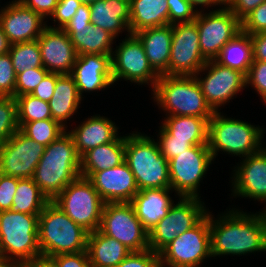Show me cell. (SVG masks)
Returning <instances> with one entry per match:
<instances>
[{"label":"cell","instance_id":"obj_1","mask_svg":"<svg viewBox=\"0 0 266 267\" xmlns=\"http://www.w3.org/2000/svg\"><path fill=\"white\" fill-rule=\"evenodd\" d=\"M209 212L212 257L266 251V211L246 213L232 208L216 218Z\"/></svg>","mask_w":266,"mask_h":267},{"label":"cell","instance_id":"obj_2","mask_svg":"<svg viewBox=\"0 0 266 267\" xmlns=\"http://www.w3.org/2000/svg\"><path fill=\"white\" fill-rule=\"evenodd\" d=\"M81 157L72 136L66 131L44 149L33 180L53 201L71 182L80 177Z\"/></svg>","mask_w":266,"mask_h":267},{"label":"cell","instance_id":"obj_3","mask_svg":"<svg viewBox=\"0 0 266 267\" xmlns=\"http://www.w3.org/2000/svg\"><path fill=\"white\" fill-rule=\"evenodd\" d=\"M89 232L76 224L53 201L38 220V243L42 257L86 251Z\"/></svg>","mask_w":266,"mask_h":267},{"label":"cell","instance_id":"obj_4","mask_svg":"<svg viewBox=\"0 0 266 267\" xmlns=\"http://www.w3.org/2000/svg\"><path fill=\"white\" fill-rule=\"evenodd\" d=\"M140 132L125 136V162L134 175L139 190L170 188L168 160L158 142Z\"/></svg>","mask_w":266,"mask_h":267},{"label":"cell","instance_id":"obj_5","mask_svg":"<svg viewBox=\"0 0 266 267\" xmlns=\"http://www.w3.org/2000/svg\"><path fill=\"white\" fill-rule=\"evenodd\" d=\"M265 128L214 112L208 122V147L214 160L218 152L240 158L260 151Z\"/></svg>","mask_w":266,"mask_h":267},{"label":"cell","instance_id":"obj_6","mask_svg":"<svg viewBox=\"0 0 266 267\" xmlns=\"http://www.w3.org/2000/svg\"><path fill=\"white\" fill-rule=\"evenodd\" d=\"M152 92L165 116L211 118L214 114L194 76L162 75Z\"/></svg>","mask_w":266,"mask_h":267},{"label":"cell","instance_id":"obj_7","mask_svg":"<svg viewBox=\"0 0 266 267\" xmlns=\"http://www.w3.org/2000/svg\"><path fill=\"white\" fill-rule=\"evenodd\" d=\"M38 220L39 214L0 211L1 255L22 265L41 257Z\"/></svg>","mask_w":266,"mask_h":267},{"label":"cell","instance_id":"obj_8","mask_svg":"<svg viewBox=\"0 0 266 267\" xmlns=\"http://www.w3.org/2000/svg\"><path fill=\"white\" fill-rule=\"evenodd\" d=\"M53 202L89 233L99 229L105 202L87 178L68 184Z\"/></svg>","mask_w":266,"mask_h":267},{"label":"cell","instance_id":"obj_9","mask_svg":"<svg viewBox=\"0 0 266 267\" xmlns=\"http://www.w3.org/2000/svg\"><path fill=\"white\" fill-rule=\"evenodd\" d=\"M198 197H179L164 216L148 233L149 248L159 254L175 237L196 226L208 213Z\"/></svg>","mask_w":266,"mask_h":267},{"label":"cell","instance_id":"obj_10","mask_svg":"<svg viewBox=\"0 0 266 267\" xmlns=\"http://www.w3.org/2000/svg\"><path fill=\"white\" fill-rule=\"evenodd\" d=\"M210 257L209 211L196 226L179 234L159 253L163 267H200Z\"/></svg>","mask_w":266,"mask_h":267},{"label":"cell","instance_id":"obj_11","mask_svg":"<svg viewBox=\"0 0 266 267\" xmlns=\"http://www.w3.org/2000/svg\"><path fill=\"white\" fill-rule=\"evenodd\" d=\"M98 230L118 240L131 252L150 249L149 233L130 202L105 203Z\"/></svg>","mask_w":266,"mask_h":267},{"label":"cell","instance_id":"obj_12","mask_svg":"<svg viewBox=\"0 0 266 267\" xmlns=\"http://www.w3.org/2000/svg\"><path fill=\"white\" fill-rule=\"evenodd\" d=\"M214 161L208 145H193L168 161L170 188L179 197H198L200 182Z\"/></svg>","mask_w":266,"mask_h":267},{"label":"cell","instance_id":"obj_13","mask_svg":"<svg viewBox=\"0 0 266 267\" xmlns=\"http://www.w3.org/2000/svg\"><path fill=\"white\" fill-rule=\"evenodd\" d=\"M111 56L113 84L123 79L155 88L159 75L151 67L143 45L135 34L128 33Z\"/></svg>","mask_w":266,"mask_h":267},{"label":"cell","instance_id":"obj_14","mask_svg":"<svg viewBox=\"0 0 266 267\" xmlns=\"http://www.w3.org/2000/svg\"><path fill=\"white\" fill-rule=\"evenodd\" d=\"M198 12L196 19L199 33V46L203 57L214 60L227 42L241 32V21L227 7Z\"/></svg>","mask_w":266,"mask_h":267},{"label":"cell","instance_id":"obj_15","mask_svg":"<svg viewBox=\"0 0 266 267\" xmlns=\"http://www.w3.org/2000/svg\"><path fill=\"white\" fill-rule=\"evenodd\" d=\"M194 77L206 102L214 112H219V107L229 103L234 96L236 98L238 93L246 88V76L243 73L223 66L215 60H208Z\"/></svg>","mask_w":266,"mask_h":267},{"label":"cell","instance_id":"obj_16","mask_svg":"<svg viewBox=\"0 0 266 267\" xmlns=\"http://www.w3.org/2000/svg\"><path fill=\"white\" fill-rule=\"evenodd\" d=\"M195 21L173 24L169 76H194L205 65Z\"/></svg>","mask_w":266,"mask_h":267},{"label":"cell","instance_id":"obj_17","mask_svg":"<svg viewBox=\"0 0 266 267\" xmlns=\"http://www.w3.org/2000/svg\"><path fill=\"white\" fill-rule=\"evenodd\" d=\"M45 146L20 130L0 146V173L17 178H33Z\"/></svg>","mask_w":266,"mask_h":267},{"label":"cell","instance_id":"obj_18","mask_svg":"<svg viewBox=\"0 0 266 267\" xmlns=\"http://www.w3.org/2000/svg\"><path fill=\"white\" fill-rule=\"evenodd\" d=\"M241 160L233 168L232 196L248 197L266 205V146ZM262 210L266 211V206Z\"/></svg>","mask_w":266,"mask_h":267},{"label":"cell","instance_id":"obj_19","mask_svg":"<svg viewBox=\"0 0 266 267\" xmlns=\"http://www.w3.org/2000/svg\"><path fill=\"white\" fill-rule=\"evenodd\" d=\"M44 20L19 0H13L0 9V26L11 44L37 40L47 27Z\"/></svg>","mask_w":266,"mask_h":267},{"label":"cell","instance_id":"obj_20","mask_svg":"<svg viewBox=\"0 0 266 267\" xmlns=\"http://www.w3.org/2000/svg\"><path fill=\"white\" fill-rule=\"evenodd\" d=\"M37 40L43 67L49 73H72L77 53L63 29L46 27Z\"/></svg>","mask_w":266,"mask_h":267},{"label":"cell","instance_id":"obj_21","mask_svg":"<svg viewBox=\"0 0 266 267\" xmlns=\"http://www.w3.org/2000/svg\"><path fill=\"white\" fill-rule=\"evenodd\" d=\"M87 179L105 203L131 202L139 191L125 161L116 167L94 172Z\"/></svg>","mask_w":266,"mask_h":267},{"label":"cell","instance_id":"obj_22","mask_svg":"<svg viewBox=\"0 0 266 267\" xmlns=\"http://www.w3.org/2000/svg\"><path fill=\"white\" fill-rule=\"evenodd\" d=\"M71 75L74 77L81 98L84 92L105 90L113 85L111 56L77 55Z\"/></svg>","mask_w":266,"mask_h":267},{"label":"cell","instance_id":"obj_23","mask_svg":"<svg viewBox=\"0 0 266 267\" xmlns=\"http://www.w3.org/2000/svg\"><path fill=\"white\" fill-rule=\"evenodd\" d=\"M118 129L111 119L97 114L86 118L75 129L67 132L72 136L76 150L82 157L101 144L113 142L119 136Z\"/></svg>","mask_w":266,"mask_h":267},{"label":"cell","instance_id":"obj_24","mask_svg":"<svg viewBox=\"0 0 266 267\" xmlns=\"http://www.w3.org/2000/svg\"><path fill=\"white\" fill-rule=\"evenodd\" d=\"M171 188H151L139 190L130 202L137 218L149 232L174 204Z\"/></svg>","mask_w":266,"mask_h":267},{"label":"cell","instance_id":"obj_25","mask_svg":"<svg viewBox=\"0 0 266 267\" xmlns=\"http://www.w3.org/2000/svg\"><path fill=\"white\" fill-rule=\"evenodd\" d=\"M173 24L146 28L134 33L141 41L153 70L159 75H168Z\"/></svg>","mask_w":266,"mask_h":267},{"label":"cell","instance_id":"obj_26","mask_svg":"<svg viewBox=\"0 0 266 267\" xmlns=\"http://www.w3.org/2000/svg\"><path fill=\"white\" fill-rule=\"evenodd\" d=\"M89 7L93 26H99L115 38L122 31L130 33V0H97Z\"/></svg>","mask_w":266,"mask_h":267},{"label":"cell","instance_id":"obj_27","mask_svg":"<svg viewBox=\"0 0 266 267\" xmlns=\"http://www.w3.org/2000/svg\"><path fill=\"white\" fill-rule=\"evenodd\" d=\"M82 98L71 74H57L54 94L49 103L52 119L67 129V120L77 113Z\"/></svg>","mask_w":266,"mask_h":267},{"label":"cell","instance_id":"obj_28","mask_svg":"<svg viewBox=\"0 0 266 267\" xmlns=\"http://www.w3.org/2000/svg\"><path fill=\"white\" fill-rule=\"evenodd\" d=\"M63 30L71 39L77 55L103 54L112 56L116 39L99 26L64 27ZM114 42V43H113Z\"/></svg>","mask_w":266,"mask_h":267},{"label":"cell","instance_id":"obj_29","mask_svg":"<svg viewBox=\"0 0 266 267\" xmlns=\"http://www.w3.org/2000/svg\"><path fill=\"white\" fill-rule=\"evenodd\" d=\"M86 251L92 267H117L131 253L125 245L99 230L89 233Z\"/></svg>","mask_w":266,"mask_h":267},{"label":"cell","instance_id":"obj_30","mask_svg":"<svg viewBox=\"0 0 266 267\" xmlns=\"http://www.w3.org/2000/svg\"><path fill=\"white\" fill-rule=\"evenodd\" d=\"M125 160V136L87 151L81 157L80 176L88 178L92 173L113 168Z\"/></svg>","mask_w":266,"mask_h":267},{"label":"cell","instance_id":"obj_31","mask_svg":"<svg viewBox=\"0 0 266 267\" xmlns=\"http://www.w3.org/2000/svg\"><path fill=\"white\" fill-rule=\"evenodd\" d=\"M166 1L130 0V33L134 34L146 28L170 25L169 7Z\"/></svg>","mask_w":266,"mask_h":267},{"label":"cell","instance_id":"obj_32","mask_svg":"<svg viewBox=\"0 0 266 267\" xmlns=\"http://www.w3.org/2000/svg\"><path fill=\"white\" fill-rule=\"evenodd\" d=\"M161 126L174 139L187 140L193 145H208V122L211 118L196 116H166Z\"/></svg>","mask_w":266,"mask_h":267},{"label":"cell","instance_id":"obj_33","mask_svg":"<svg viewBox=\"0 0 266 267\" xmlns=\"http://www.w3.org/2000/svg\"><path fill=\"white\" fill-rule=\"evenodd\" d=\"M214 60L223 66L238 70L246 76L253 62L250 34L239 32L225 44Z\"/></svg>","mask_w":266,"mask_h":267},{"label":"cell","instance_id":"obj_34","mask_svg":"<svg viewBox=\"0 0 266 267\" xmlns=\"http://www.w3.org/2000/svg\"><path fill=\"white\" fill-rule=\"evenodd\" d=\"M11 212L25 214H40L45 205L50 201L39 189L33 178H22L18 180Z\"/></svg>","mask_w":266,"mask_h":267},{"label":"cell","instance_id":"obj_35","mask_svg":"<svg viewBox=\"0 0 266 267\" xmlns=\"http://www.w3.org/2000/svg\"><path fill=\"white\" fill-rule=\"evenodd\" d=\"M19 130L34 141L47 147L67 131L60 123L53 119L32 122H18Z\"/></svg>","mask_w":266,"mask_h":267},{"label":"cell","instance_id":"obj_36","mask_svg":"<svg viewBox=\"0 0 266 267\" xmlns=\"http://www.w3.org/2000/svg\"><path fill=\"white\" fill-rule=\"evenodd\" d=\"M16 74L33 68H44L38 40L11 44L8 52Z\"/></svg>","mask_w":266,"mask_h":267},{"label":"cell","instance_id":"obj_37","mask_svg":"<svg viewBox=\"0 0 266 267\" xmlns=\"http://www.w3.org/2000/svg\"><path fill=\"white\" fill-rule=\"evenodd\" d=\"M17 103V121L32 122L52 119L49 103L31 95L24 94L15 97Z\"/></svg>","mask_w":266,"mask_h":267},{"label":"cell","instance_id":"obj_38","mask_svg":"<svg viewBox=\"0 0 266 267\" xmlns=\"http://www.w3.org/2000/svg\"><path fill=\"white\" fill-rule=\"evenodd\" d=\"M19 130L14 97L0 96V146Z\"/></svg>","mask_w":266,"mask_h":267},{"label":"cell","instance_id":"obj_39","mask_svg":"<svg viewBox=\"0 0 266 267\" xmlns=\"http://www.w3.org/2000/svg\"><path fill=\"white\" fill-rule=\"evenodd\" d=\"M48 73L45 68H33L19 72L16 77L15 97L31 94Z\"/></svg>","mask_w":266,"mask_h":267},{"label":"cell","instance_id":"obj_40","mask_svg":"<svg viewBox=\"0 0 266 267\" xmlns=\"http://www.w3.org/2000/svg\"><path fill=\"white\" fill-rule=\"evenodd\" d=\"M157 137L160 152L168 161L192 146L187 140L174 139L162 126Z\"/></svg>","mask_w":266,"mask_h":267},{"label":"cell","instance_id":"obj_41","mask_svg":"<svg viewBox=\"0 0 266 267\" xmlns=\"http://www.w3.org/2000/svg\"><path fill=\"white\" fill-rule=\"evenodd\" d=\"M16 77L9 53L0 55V96L15 98Z\"/></svg>","mask_w":266,"mask_h":267},{"label":"cell","instance_id":"obj_42","mask_svg":"<svg viewBox=\"0 0 266 267\" xmlns=\"http://www.w3.org/2000/svg\"><path fill=\"white\" fill-rule=\"evenodd\" d=\"M169 7V24L192 22L196 19V10L189 0H167Z\"/></svg>","mask_w":266,"mask_h":267},{"label":"cell","instance_id":"obj_43","mask_svg":"<svg viewBox=\"0 0 266 267\" xmlns=\"http://www.w3.org/2000/svg\"><path fill=\"white\" fill-rule=\"evenodd\" d=\"M241 31L250 35L266 31V1L241 20Z\"/></svg>","mask_w":266,"mask_h":267},{"label":"cell","instance_id":"obj_44","mask_svg":"<svg viewBox=\"0 0 266 267\" xmlns=\"http://www.w3.org/2000/svg\"><path fill=\"white\" fill-rule=\"evenodd\" d=\"M80 4L78 0H59L53 14L50 16V19L55 22L54 26L56 23L58 24L55 27L53 25H47V27L63 29L70 22Z\"/></svg>","mask_w":266,"mask_h":267},{"label":"cell","instance_id":"obj_45","mask_svg":"<svg viewBox=\"0 0 266 267\" xmlns=\"http://www.w3.org/2000/svg\"><path fill=\"white\" fill-rule=\"evenodd\" d=\"M159 254L151 249L131 252L117 267H160Z\"/></svg>","mask_w":266,"mask_h":267},{"label":"cell","instance_id":"obj_46","mask_svg":"<svg viewBox=\"0 0 266 267\" xmlns=\"http://www.w3.org/2000/svg\"><path fill=\"white\" fill-rule=\"evenodd\" d=\"M254 88L260 98L266 93V62L253 61L246 75V87Z\"/></svg>","mask_w":266,"mask_h":267},{"label":"cell","instance_id":"obj_47","mask_svg":"<svg viewBox=\"0 0 266 267\" xmlns=\"http://www.w3.org/2000/svg\"><path fill=\"white\" fill-rule=\"evenodd\" d=\"M19 179L0 173V211L9 210L12 206Z\"/></svg>","mask_w":266,"mask_h":267},{"label":"cell","instance_id":"obj_48","mask_svg":"<svg viewBox=\"0 0 266 267\" xmlns=\"http://www.w3.org/2000/svg\"><path fill=\"white\" fill-rule=\"evenodd\" d=\"M57 267H92L87 251L58 254L50 257Z\"/></svg>","mask_w":266,"mask_h":267},{"label":"cell","instance_id":"obj_49","mask_svg":"<svg viewBox=\"0 0 266 267\" xmlns=\"http://www.w3.org/2000/svg\"><path fill=\"white\" fill-rule=\"evenodd\" d=\"M57 73H48L42 82L35 88L31 95L42 101L49 102L54 94Z\"/></svg>","mask_w":266,"mask_h":267},{"label":"cell","instance_id":"obj_50","mask_svg":"<svg viewBox=\"0 0 266 267\" xmlns=\"http://www.w3.org/2000/svg\"><path fill=\"white\" fill-rule=\"evenodd\" d=\"M25 7L40 14L44 19L50 18L59 0H19Z\"/></svg>","mask_w":266,"mask_h":267},{"label":"cell","instance_id":"obj_51","mask_svg":"<svg viewBox=\"0 0 266 267\" xmlns=\"http://www.w3.org/2000/svg\"><path fill=\"white\" fill-rule=\"evenodd\" d=\"M264 1L266 0H231L227 8H229L241 21L246 15Z\"/></svg>","mask_w":266,"mask_h":267},{"label":"cell","instance_id":"obj_52","mask_svg":"<svg viewBox=\"0 0 266 267\" xmlns=\"http://www.w3.org/2000/svg\"><path fill=\"white\" fill-rule=\"evenodd\" d=\"M253 61L266 62V31L251 34Z\"/></svg>","mask_w":266,"mask_h":267},{"label":"cell","instance_id":"obj_53","mask_svg":"<svg viewBox=\"0 0 266 267\" xmlns=\"http://www.w3.org/2000/svg\"><path fill=\"white\" fill-rule=\"evenodd\" d=\"M90 7L88 4H80L76 13L71 18L70 22L65 27H81L90 26Z\"/></svg>","mask_w":266,"mask_h":267},{"label":"cell","instance_id":"obj_54","mask_svg":"<svg viewBox=\"0 0 266 267\" xmlns=\"http://www.w3.org/2000/svg\"><path fill=\"white\" fill-rule=\"evenodd\" d=\"M23 267H57L55 263L46 257H39L31 260L28 263L23 264Z\"/></svg>","mask_w":266,"mask_h":267},{"label":"cell","instance_id":"obj_55","mask_svg":"<svg viewBox=\"0 0 266 267\" xmlns=\"http://www.w3.org/2000/svg\"><path fill=\"white\" fill-rule=\"evenodd\" d=\"M10 47L11 43L9 42L8 37L0 26V55L7 54L10 51Z\"/></svg>","mask_w":266,"mask_h":267},{"label":"cell","instance_id":"obj_56","mask_svg":"<svg viewBox=\"0 0 266 267\" xmlns=\"http://www.w3.org/2000/svg\"><path fill=\"white\" fill-rule=\"evenodd\" d=\"M190 4L197 10L198 12H200V7L203 9L207 8V7H215L216 5L219 6L214 0H189ZM203 6V7H202ZM199 7V8H197Z\"/></svg>","mask_w":266,"mask_h":267},{"label":"cell","instance_id":"obj_57","mask_svg":"<svg viewBox=\"0 0 266 267\" xmlns=\"http://www.w3.org/2000/svg\"><path fill=\"white\" fill-rule=\"evenodd\" d=\"M0 267H23V265L19 262L10 260L6 257H0Z\"/></svg>","mask_w":266,"mask_h":267},{"label":"cell","instance_id":"obj_58","mask_svg":"<svg viewBox=\"0 0 266 267\" xmlns=\"http://www.w3.org/2000/svg\"><path fill=\"white\" fill-rule=\"evenodd\" d=\"M220 7H227L231 0H214Z\"/></svg>","mask_w":266,"mask_h":267},{"label":"cell","instance_id":"obj_59","mask_svg":"<svg viewBox=\"0 0 266 267\" xmlns=\"http://www.w3.org/2000/svg\"><path fill=\"white\" fill-rule=\"evenodd\" d=\"M82 4H92L93 2H96L97 0H78Z\"/></svg>","mask_w":266,"mask_h":267},{"label":"cell","instance_id":"obj_60","mask_svg":"<svg viewBox=\"0 0 266 267\" xmlns=\"http://www.w3.org/2000/svg\"><path fill=\"white\" fill-rule=\"evenodd\" d=\"M261 100L264 102V105L266 104V93L261 97Z\"/></svg>","mask_w":266,"mask_h":267}]
</instances>
